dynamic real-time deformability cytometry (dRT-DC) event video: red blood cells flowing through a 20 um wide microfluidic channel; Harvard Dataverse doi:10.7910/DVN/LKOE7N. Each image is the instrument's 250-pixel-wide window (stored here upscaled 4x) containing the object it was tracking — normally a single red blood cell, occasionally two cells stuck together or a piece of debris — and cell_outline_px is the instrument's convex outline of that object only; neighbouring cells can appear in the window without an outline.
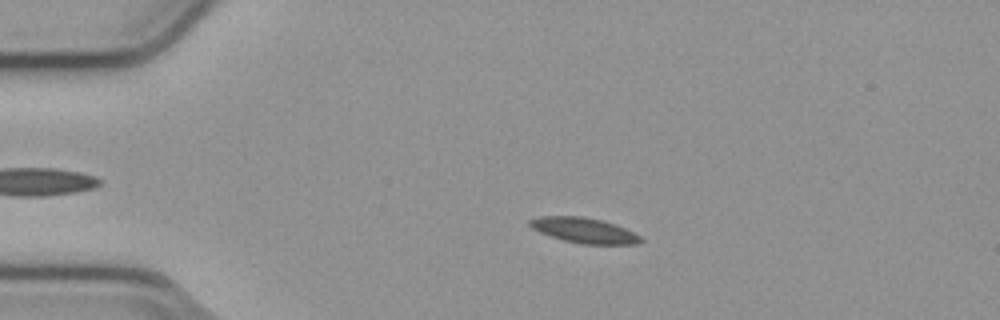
{"species": "common noctule bat (a hibernating species)", "species_latin": "Nyctalus noctula", "temperature_condition": "cold", "stored_images_in_passage": 55, "camera_frame_rate_fps": 3000, "um_per_image_px": 0.085, "animal": {"sex": "male", "body_mass_g": 23.1, "forearm_length_mm": 52.7}, "frame": {"image": 1, "passage_image": 12, "time_ms": 3.667, "image_size_px": [1000, 320], "cell_outline_px": [[644, 240], [636, 244], [584, 244], [564, 240], [540, 232], [532, 228], [528, 224], [528, 220], [536, 216], [584, 216], [604, 220], [616, 224], [640, 236]], "centroid_in_image_um": [49.63, 19.56], "position_along_channel_um": 35.4, "area_um2": 16.36}}
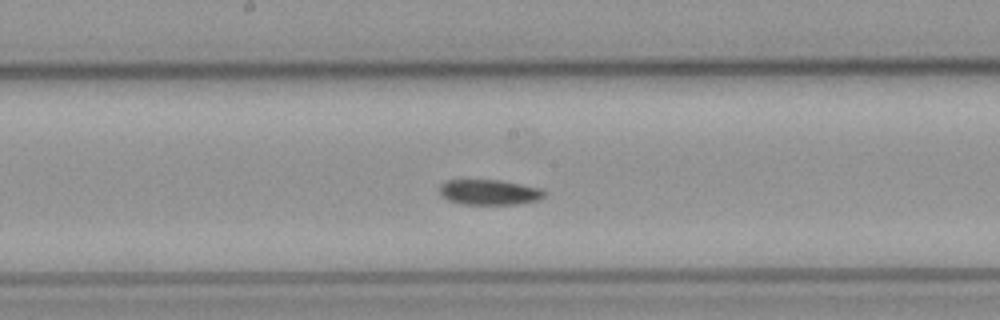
{"frame": {"image": 2, "passage_image": 29, "time_ms": 9.333, "image_size_px": [1000, 320], "cell_outline_px": [[548, 192], [540, 200], [520, 204], [464, 204], [448, 200], [440, 196], [436, 188], [444, 180], [500, 180], [540, 188]], "centroid_in_image_um": [41.55, 16.33], "position_along_channel_um": 206.6, "area_um2": 15.78}}
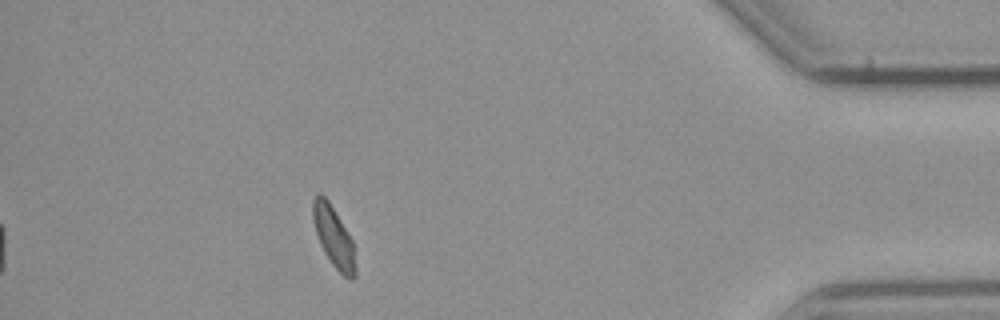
{"frame": {"image": 3, "passage_image": 49, "time_ms": 16.0, "image_size_px": [1000, 320], "cell_outline_px": [[356, 276], [352, 280], [348, 280], [332, 264], [324, 252], [320, 244], [312, 220], [312, 200], [316, 192], [320, 192], [328, 200], [352, 240], [356, 248]], "centroid_in_image_um": [28.37, 20.15], "position_along_channel_um": 406.8, "area_um2": 15.32}, "authors_computed_cell_mechanics": {"area_um2": 15.7794, "velocity_mm_per_s": 3.776, "shape_relaxation_time_tau1_ms": 4.721, "shape_relaxation_time_tau2_ms": null, "deformation_change_tau1": 0.098, "deformation_change_tau2": null}}